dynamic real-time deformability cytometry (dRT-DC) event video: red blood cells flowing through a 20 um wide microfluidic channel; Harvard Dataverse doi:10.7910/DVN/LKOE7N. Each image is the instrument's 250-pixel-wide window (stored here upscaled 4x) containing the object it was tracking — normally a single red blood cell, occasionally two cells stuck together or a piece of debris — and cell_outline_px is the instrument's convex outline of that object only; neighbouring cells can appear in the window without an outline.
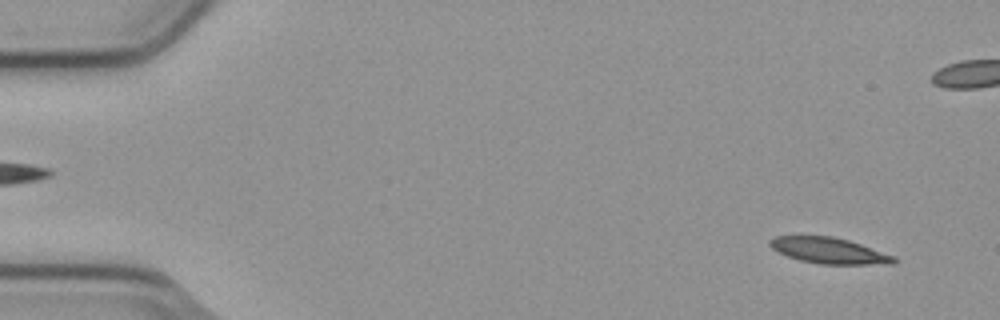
{"species": "common noctule bat (a hibernating species)", "species_latin": "Nyctalus noctula", "temperature_condition": "cold", "stored_images_in_passage": 54, "camera_frame_rate_fps": 3000, "um_per_image_px": 0.085, "animal": {"sex": "male", "body_mass_g": 23.1, "forearm_length_mm": 52.7}, "frame": {"image": 1, "passage_image": 3, "time_ms": 0.667, "image_size_px": [1000, 320], "cell_outline_px": [[900, 260], [896, 264], [820, 264], [800, 260], [788, 256], [772, 248], [768, 244], [768, 240], [776, 236], [832, 236], [848, 240], [896, 256]], "centroid_in_image_um": [70.52, 21.31], "position_along_channel_um": 14.5, "area_um2": 18.79}}
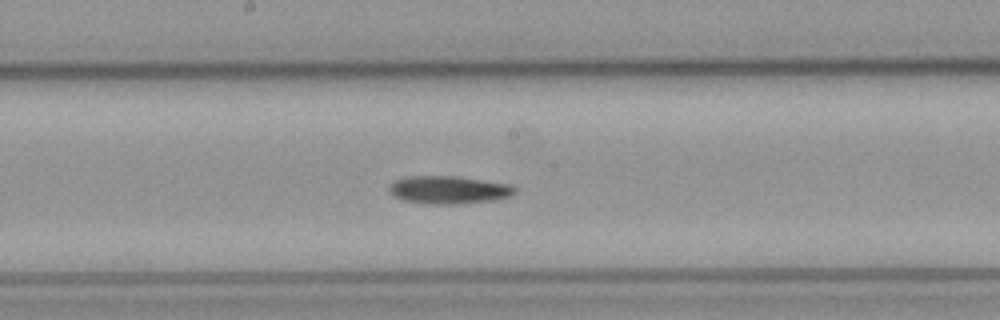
{"frame": {"image": 2, "passage_image": 28, "time_ms": 9.0, "image_size_px": [1000, 320], "cell_outline_px": [[516, 192], [512, 196], [492, 200], [452, 204], [432, 204], [404, 200], [392, 196], [388, 188], [396, 180], [408, 176], [456, 176], [512, 184], [516, 188]], "centroid_in_image_um": [38.17, 16.13], "position_along_channel_um": 210.0, "area_um2": 20.35}}
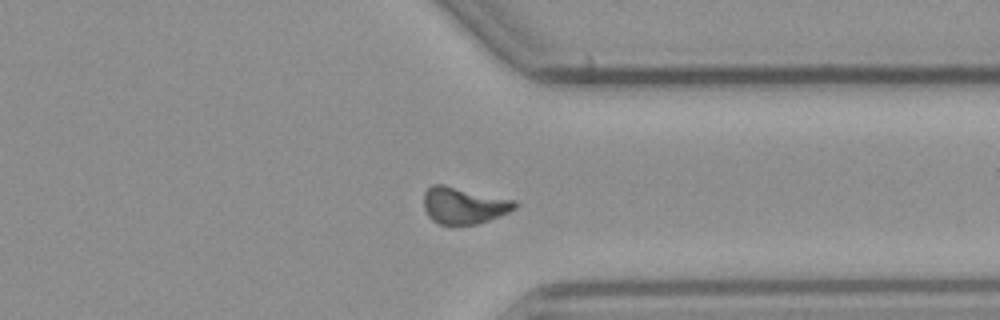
{"frame": {"image": 3, "passage_image": 41, "time_ms": 13.333, "image_size_px": [1000, 320], "cell_outline_px": [[516, 208], [508, 212], [488, 220], [476, 224], [440, 224], [432, 220], [428, 216], [424, 208], [424, 192], [432, 184], [444, 184], [516, 200]], "centroid_in_image_um": [39.4, 17.44], "position_along_channel_um": 372.0, "area_um2": 19.42}}